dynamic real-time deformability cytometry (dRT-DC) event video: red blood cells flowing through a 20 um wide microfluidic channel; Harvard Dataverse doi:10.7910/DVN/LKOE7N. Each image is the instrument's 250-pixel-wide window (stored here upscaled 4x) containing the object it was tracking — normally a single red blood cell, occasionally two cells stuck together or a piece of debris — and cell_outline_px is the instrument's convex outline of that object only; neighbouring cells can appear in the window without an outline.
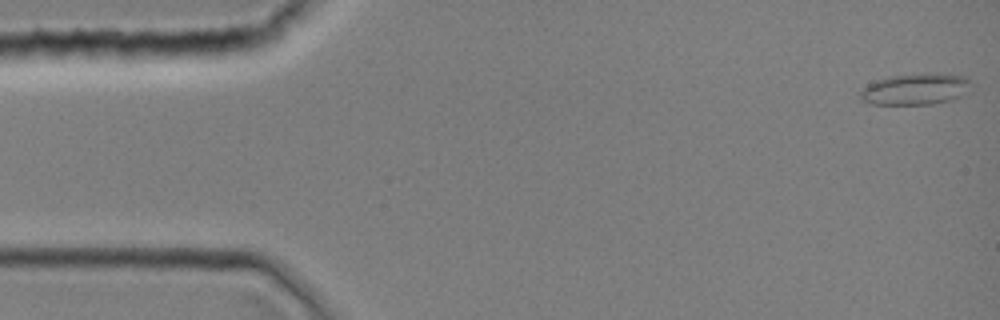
{"species": "common noctule bat (a hibernating species)", "species_latin": "Nyctalus noctula", "temperature_condition": "room temperature", "stored_images_in_passage": 4, "camera_frame_rate_fps": 3000, "um_per_image_px": 0.085, "animal": {"sex": "female", "body_mass_g": 19.0, "forearm_length_mm": 51.5}, "frame": {"image": 1, "passage_image": 1, "time_ms": 0.0, "image_size_px": [1000, 320], "cell_outline_px": [[972, 92], [952, 100], [932, 104], [872, 104], [860, 100], [860, 92], [868, 84], [876, 80], [892, 76], [928, 72], [968, 76]], "centroid_in_image_um": [77.89, 7.57], "position_along_channel_um": 7.1, "area_um2": 20.63}}